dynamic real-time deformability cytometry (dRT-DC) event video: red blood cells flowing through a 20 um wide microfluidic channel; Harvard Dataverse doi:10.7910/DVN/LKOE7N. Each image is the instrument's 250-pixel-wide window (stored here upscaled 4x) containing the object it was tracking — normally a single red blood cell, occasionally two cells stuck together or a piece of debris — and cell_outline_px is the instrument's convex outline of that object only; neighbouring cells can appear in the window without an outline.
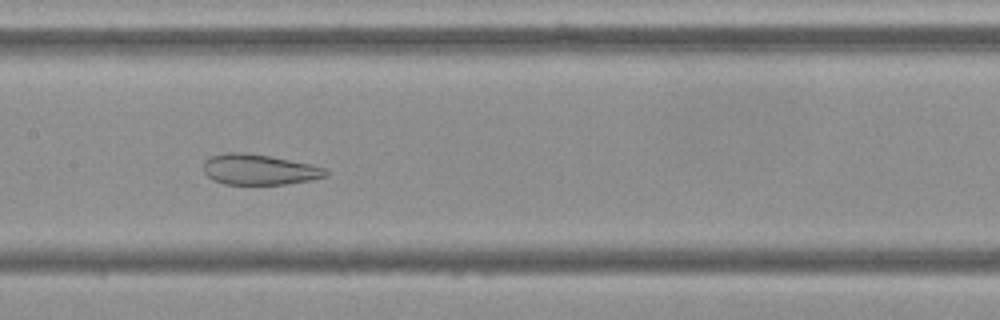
{"species": "Egyptian fruit bat (a non-hibernating species)", "species_latin": "Rousettus aegyptiacus", "temperature_condition": "cold", "stored_images_in_passage": 54, "camera_frame_rate_fps": 3000, "um_per_image_px": 0.085, "frame": {"image": 1, "passage_image": 26, "time_ms": 8.333, "image_size_px": [1000, 320], "cell_outline_px": [[328, 176], [312, 180], [288, 184], [224, 184], [212, 180], [204, 172], [204, 160], [212, 156], [228, 152], [244, 152], [268, 156], [312, 164], [324, 168], [328, 172]], "centroid_in_image_um": [22.04, 14.42], "position_along_channel_um": 185.4, "area_um2": 21.79}}
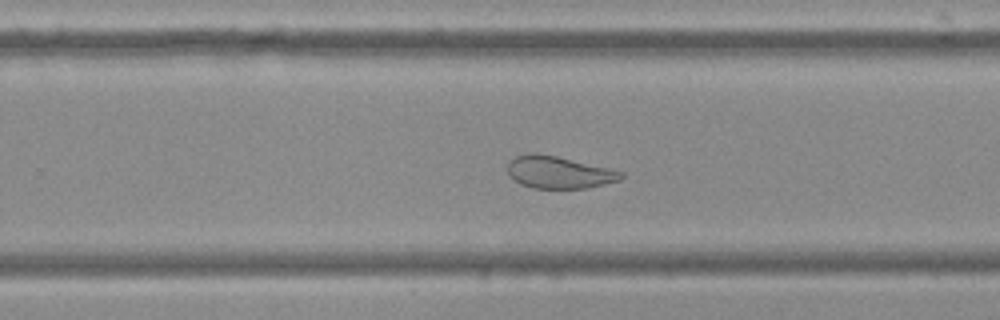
{"frame": {"image": 2, "passage_image": 34, "time_ms": 11.0, "image_size_px": [1000, 320], "cell_outline_px": [[624, 176], [620, 180], [588, 188], [532, 188], [520, 184], [508, 172], [508, 164], [516, 156], [528, 152], [536, 152], [556, 156], [608, 168], [624, 172]], "centroid_in_image_um": [47.51, 14.64], "position_along_channel_um": 282.3, "area_um2": 21.15}}
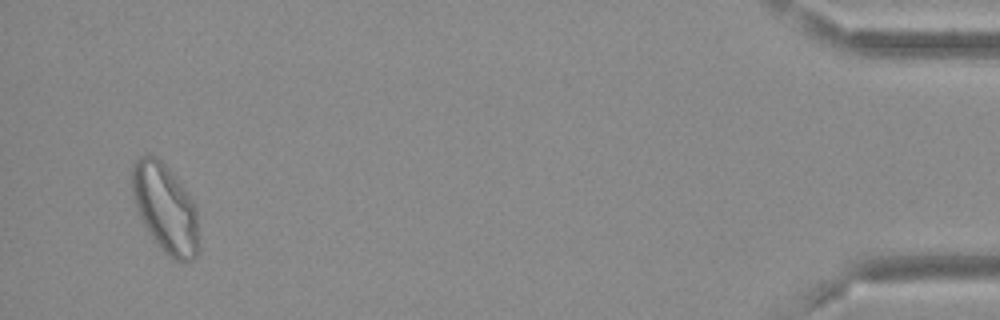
{"frame": {"image": 3, "passage_image": 52, "time_ms": 17.0, "image_size_px": [1000, 320], "cell_outline_px": [[200, 252], [196, 260], [184, 264], [172, 260], [160, 248], [148, 232], [136, 208], [132, 192], [132, 164], [140, 156], [148, 152], [156, 156], [168, 168], [188, 192], [196, 208]], "centroid_in_image_um": [14.08, 17.76], "position_along_channel_um": 421.1, "area_um2": 35.2}, "authors_computed_cell_mechanics": {"area_um2": 29.8537, "velocity_mm_per_s": 3.6439, "shape_relaxation_time_tau1_ms": null, "shape_relaxation_time_tau2_ms": 1.322, "deformation_change_tau1": null, "deformation_change_tau2": 0.0858}}